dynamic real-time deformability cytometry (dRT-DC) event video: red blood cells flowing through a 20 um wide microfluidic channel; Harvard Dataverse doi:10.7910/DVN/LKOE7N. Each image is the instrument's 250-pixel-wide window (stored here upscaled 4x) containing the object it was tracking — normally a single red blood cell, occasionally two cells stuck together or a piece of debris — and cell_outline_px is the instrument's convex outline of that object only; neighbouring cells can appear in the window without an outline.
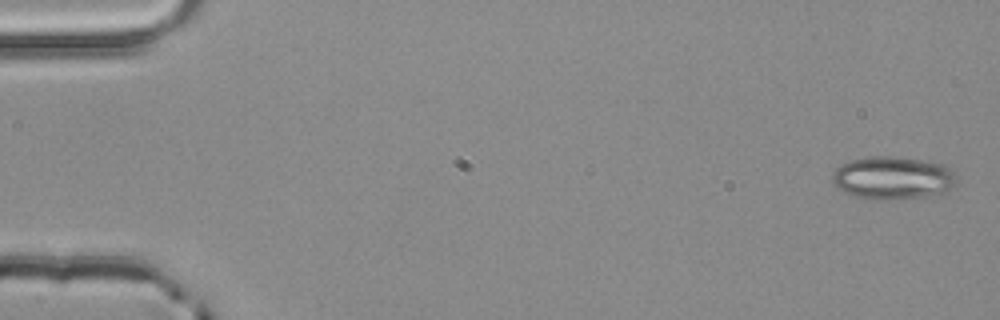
{"species": "common noctule bat (a hibernating species)", "species_latin": "Nyctalus noctula", "temperature_condition": "room temperature", "stored_images_in_passage": 5, "camera_frame_rate_fps": 3000, "um_per_image_px": 0.085, "animal": {"sex": "male", "body_mass_g": 20.4}, "frame": {"image": 1, "passage_image": 1, "time_ms": 0.0, "image_size_px": [1000, 320], "cell_outline_px": [[956, 184], [944, 192], [932, 196], [888, 200], [864, 200], [852, 196], [844, 192], [832, 184], [832, 172], [836, 168], [852, 160], [868, 156], [892, 156], [924, 160], [944, 164], [956, 172]], "centroid_in_image_um": [75.89, 15.14], "position_along_channel_um": 9.1, "area_um2": 31.73}}